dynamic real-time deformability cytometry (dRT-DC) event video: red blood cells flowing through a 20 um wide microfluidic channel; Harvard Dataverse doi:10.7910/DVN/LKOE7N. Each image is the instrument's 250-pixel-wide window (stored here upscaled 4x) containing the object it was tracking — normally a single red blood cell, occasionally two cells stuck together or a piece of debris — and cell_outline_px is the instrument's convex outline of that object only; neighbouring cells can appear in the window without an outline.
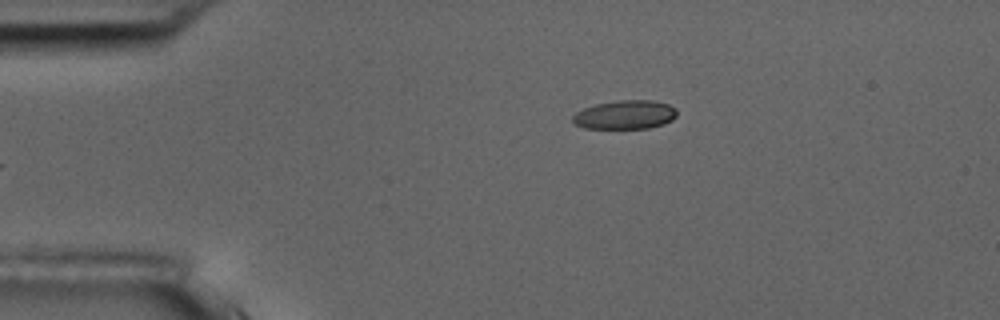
{"species": "common noctule bat (a hibernating species)", "species_latin": "Nyctalus noctula", "temperature_condition": "room temperature", "stored_images_in_passage": 6, "camera_frame_rate_fps": 3000, "um_per_image_px": 0.085, "animal": {"sex": "male", "body_mass_g": 17.5, "forearm_length_mm": 52.3}, "frame": {"image": 1, "passage_image": 6, "time_ms": 5.667, "image_size_px": [1000, 320], "cell_outline_px": [[676, 116], [672, 120], [664, 124], [648, 128], [584, 128], [576, 124], [572, 120], [572, 116], [576, 112], [584, 108], [596, 104], [620, 100], [652, 100], [668, 104], [676, 108]], "centroid_in_image_um": [53.14, 9.75], "position_along_channel_um": 31.9, "area_um2": 17.46}}